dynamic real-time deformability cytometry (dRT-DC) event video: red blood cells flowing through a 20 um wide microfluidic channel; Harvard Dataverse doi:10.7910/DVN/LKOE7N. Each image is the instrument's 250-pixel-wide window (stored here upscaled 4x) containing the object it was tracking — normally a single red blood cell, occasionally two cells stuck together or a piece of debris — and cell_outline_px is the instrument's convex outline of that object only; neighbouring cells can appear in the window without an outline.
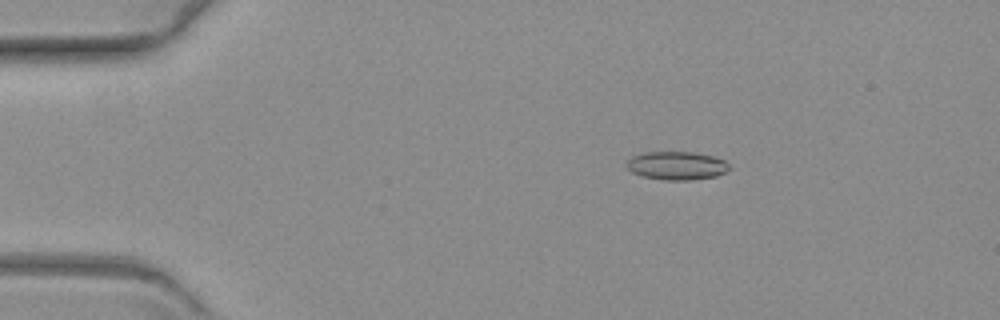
{"species": "common noctule bat (a hibernating species)", "species_latin": "Nyctalus noctula", "temperature_condition": "warm", "stored_images_in_passage": 59, "camera_frame_rate_fps": 3000, "um_per_image_px": 0.085, "animal": {"sex": "female", "body_mass_g": 19.3, "forearm_length_mm": 54.1}, "frame": {"image": 1, "passage_image": 10, "time_ms": 3.0, "image_size_px": [1000, 320], "cell_outline_px": [[728, 168], [724, 172], [716, 176], [692, 180], [664, 180], [640, 176], [632, 172], [628, 168], [628, 160], [632, 156], [644, 152], [692, 152], [712, 156], [724, 160], [728, 164]], "centroid_in_image_um": [57.49, 14.08], "position_along_channel_um": 27.5, "area_um2": 16.82}}
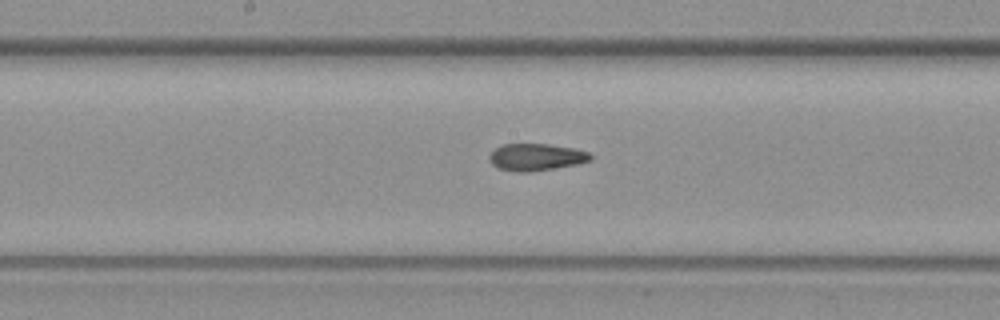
{"frame": {"image": 2, "passage_image": 31, "time_ms": 10.0, "image_size_px": [1000, 320], "cell_outline_px": [[592, 160], [576, 164], [532, 172], [516, 172], [500, 168], [492, 164], [488, 160], [488, 156], [496, 148], [504, 144], [548, 144], [576, 148], [588, 152], [592, 156]], "centroid_in_image_um": [45.58, 13.35], "position_along_channel_um": 202.6, "area_um2": 15.95}}
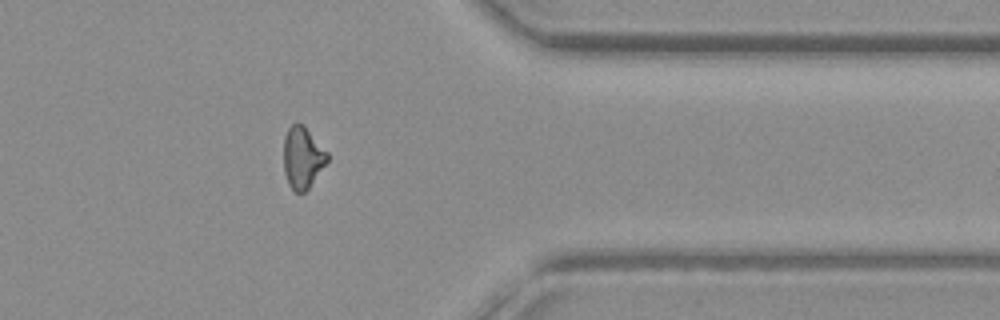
{"frame": {"image": 3, "passage_image": 48, "time_ms": 15.667, "image_size_px": [1000, 320], "cell_outline_px": [[328, 160], [308, 188], [304, 192], [296, 192], [288, 184], [284, 172], [284, 136], [288, 128], [292, 124], [304, 124], [328, 152]], "centroid_in_image_um": [25.71, 13.37], "position_along_channel_um": 385.7, "area_um2": 15.61}}